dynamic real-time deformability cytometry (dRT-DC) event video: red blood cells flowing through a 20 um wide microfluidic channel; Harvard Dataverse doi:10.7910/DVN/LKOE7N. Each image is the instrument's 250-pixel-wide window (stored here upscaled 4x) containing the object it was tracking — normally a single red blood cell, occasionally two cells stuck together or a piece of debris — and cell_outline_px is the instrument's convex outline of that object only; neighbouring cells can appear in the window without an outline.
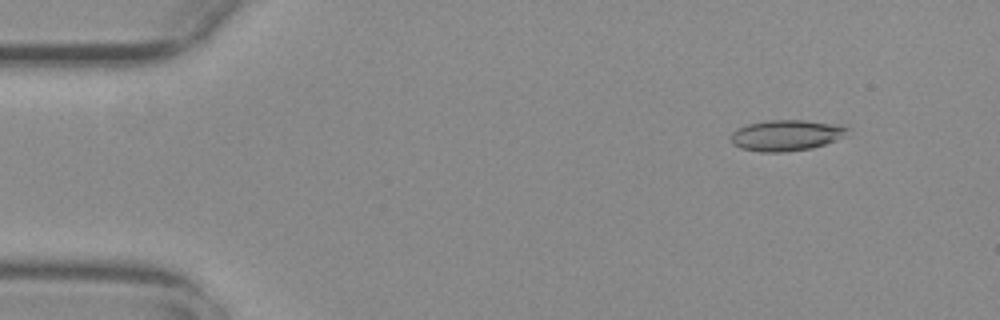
{"species": "common noctule bat (a hibernating species)", "species_latin": "Nyctalus noctula", "temperature_condition": "warm", "stored_images_in_passage": 54, "camera_frame_rate_fps": 3000, "um_per_image_px": 0.085, "animal": {"sex": "female", "body_mass_g": 29.2, "forearm_length_mm": 56.3}, "frame": {"image": 1, "passage_image": 6, "time_ms": 1.667, "image_size_px": [1000, 320], "cell_outline_px": [[848, 136], [812, 148], [784, 152], [760, 152], [740, 148], [732, 144], [732, 132], [736, 128], [748, 124], [768, 120], [804, 120], [840, 124], [848, 128]], "centroid_in_image_um": [66.85, 11.5], "position_along_channel_um": 18.1, "area_um2": 21.21}}
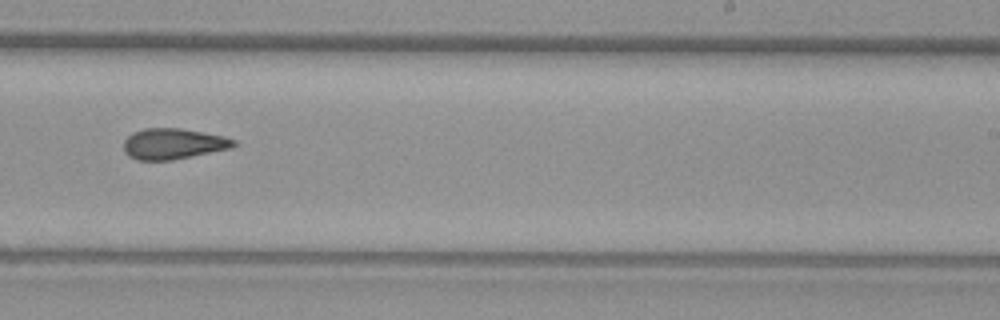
{"frame": {"image": 2, "passage_image": 34, "time_ms": 11.0, "image_size_px": [1000, 320], "cell_outline_px": [[236, 144], [232, 148], [172, 160], [136, 160], [128, 156], [124, 152], [124, 140], [132, 132], [144, 128], [180, 128], [224, 136], [236, 140]], "centroid_in_image_um": [14.7, 12.22], "position_along_channel_um": 274.3, "area_um2": 19.83}}
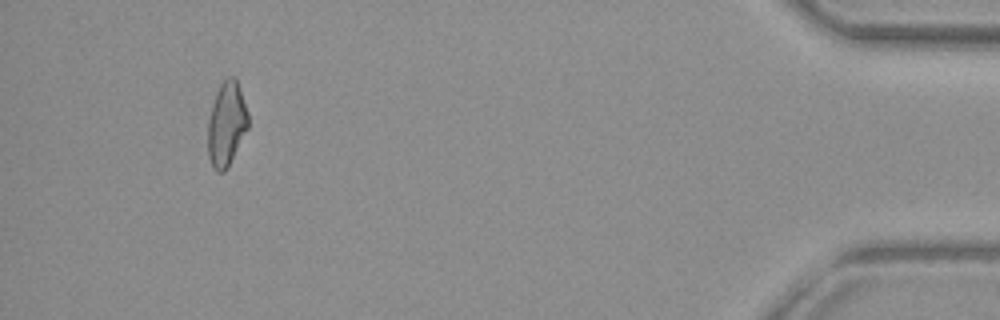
{"frame": {"image": 3, "passage_image": 51, "time_ms": 16.667, "image_size_px": [1000, 320], "cell_outline_px": [[248, 128], [228, 168], [224, 172], [216, 172], [208, 156], [208, 120], [212, 104], [216, 92], [220, 84], [228, 76], [236, 76], [248, 112]], "centroid_in_image_um": [19.26, 10.53], "position_along_channel_um": 415.9, "area_um2": 19.94}}